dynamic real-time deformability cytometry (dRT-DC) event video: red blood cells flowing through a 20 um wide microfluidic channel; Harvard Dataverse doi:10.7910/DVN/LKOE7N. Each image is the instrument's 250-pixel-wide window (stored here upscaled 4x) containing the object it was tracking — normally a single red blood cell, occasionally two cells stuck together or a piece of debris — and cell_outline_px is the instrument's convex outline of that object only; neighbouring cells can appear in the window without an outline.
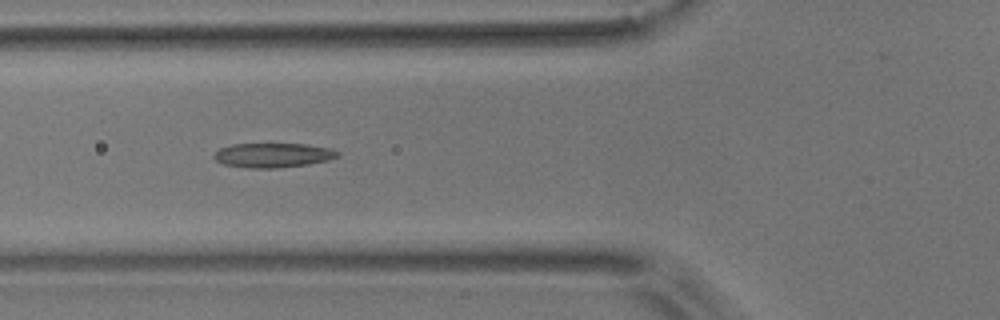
{"species": "common noctule bat (a hibernating species)", "species_latin": "Nyctalus noctula", "temperature_condition": "room temperature", "stored_images_in_passage": 9, "camera_frame_rate_fps": 3000, "um_per_image_px": 0.085, "animal": {"sex": "male", "body_mass_g": 17.9}, "frame": {"image": 1, "passage_image": 6, "time_ms": 5.667, "image_size_px": [1000, 320], "cell_outline_px": [[340, 156], [328, 160], [308, 164], [276, 168], [248, 168], [224, 164], [216, 160], [212, 156], [220, 148], [232, 144], [308, 144], [332, 148], [340, 152]], "centroid_in_image_um": [23.24, 13.19], "position_along_channel_um": 102.6, "area_um2": 17.69}}
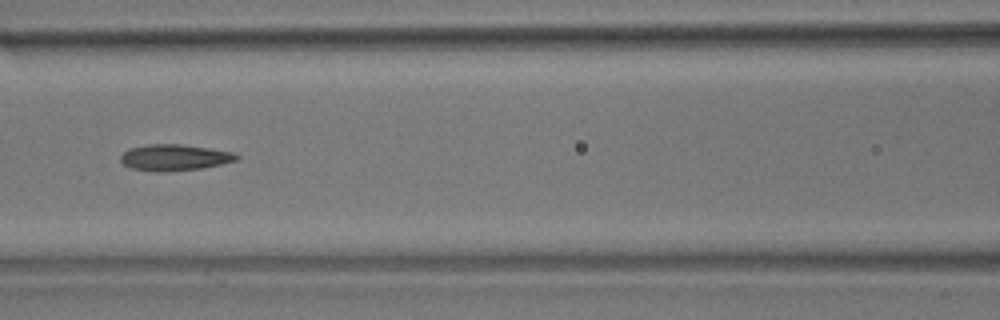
{"frame": {"image": 2, "passage_image": 7, "time_ms": 7.0, "image_size_px": [1000, 320], "cell_outline_px": [[240, 156], [236, 160], [220, 164], [200, 168], [164, 172], [156, 172], [132, 168], [124, 164], [120, 160], [120, 156], [128, 148], [148, 144], [180, 144], [236, 152]], "centroid_in_image_um": [14.82, 13.38], "position_along_channel_um": 151.8, "area_um2": 17.69}}
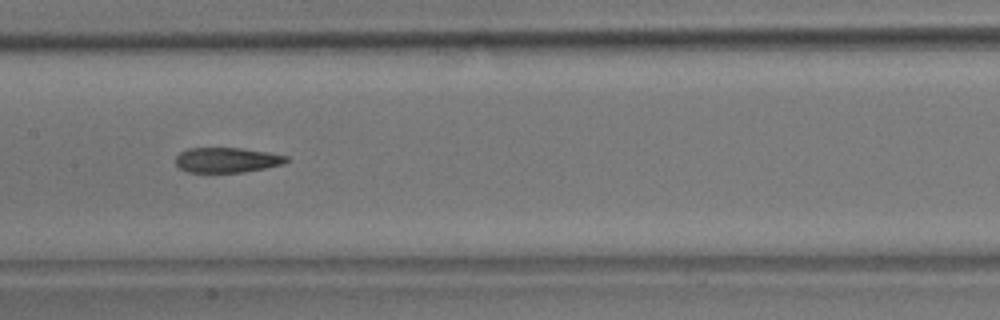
{"frame": {"image": 3, "passage_image": 8, "time_ms": 8.0, "image_size_px": [1000, 320], "cell_outline_px": [[288, 160], [284, 164], [244, 172], [188, 172], [180, 168], [176, 164], [176, 156], [180, 152], [188, 148], [240, 148], [268, 152], [288, 156]], "centroid_in_image_um": [19.29, 13.6], "position_along_channel_um": 188.1, "area_um2": 16.13}}